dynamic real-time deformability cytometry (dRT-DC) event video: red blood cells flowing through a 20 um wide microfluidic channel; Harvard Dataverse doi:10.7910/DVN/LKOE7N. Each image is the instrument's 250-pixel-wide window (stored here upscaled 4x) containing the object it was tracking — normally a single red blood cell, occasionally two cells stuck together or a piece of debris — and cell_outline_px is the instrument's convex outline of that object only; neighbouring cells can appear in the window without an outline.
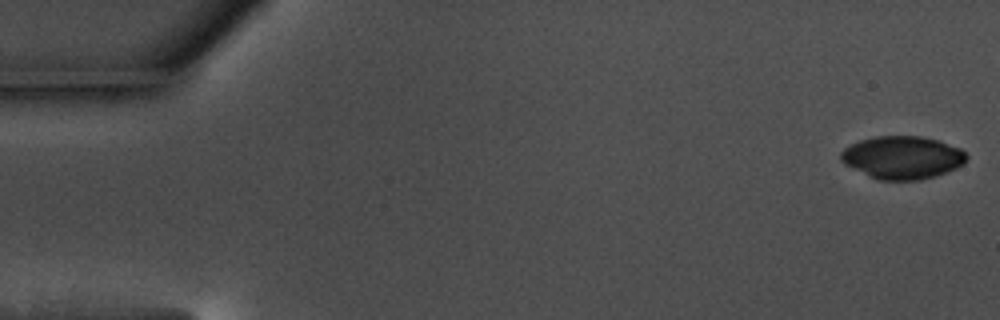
{"species": "common noctule bat (a hibernating species)", "species_latin": "Nyctalus noctula", "temperature_condition": "warm", "stored_images_in_passage": 57, "camera_frame_rate_fps": 3000, "um_per_image_px": 0.085, "animal": {"sex": "male", "body_mass_g": 17.5, "forearm_length_mm": 52.3}, "frame": {"image": 1, "passage_image": 1, "time_ms": 0.0, "image_size_px": [1000, 320], "cell_outline_px": [[968, 156], [956, 168], [936, 176], [920, 180], [876, 180], [844, 164], [840, 160], [840, 152], [844, 148], [860, 140], [876, 136], [920, 136], [940, 140], [960, 148]], "centroid_in_image_um": [76.68, 13.39], "position_along_channel_um": 8.3, "area_um2": 31.44}}